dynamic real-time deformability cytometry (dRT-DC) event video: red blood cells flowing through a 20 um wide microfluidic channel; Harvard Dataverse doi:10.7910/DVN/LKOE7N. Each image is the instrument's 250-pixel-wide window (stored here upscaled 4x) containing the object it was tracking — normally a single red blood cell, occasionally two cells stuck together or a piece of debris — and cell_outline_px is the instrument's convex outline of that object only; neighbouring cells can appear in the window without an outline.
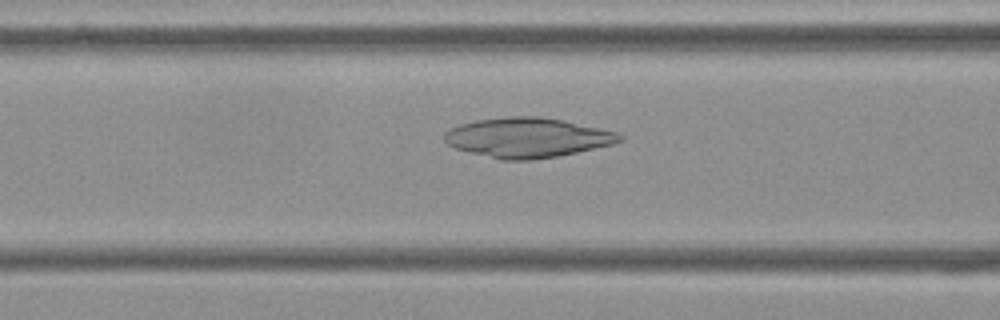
{"species": "Egyptian fruit bat (a non-hibernating species)", "species_latin": "Rousettus aegyptiacus", "temperature_condition": "cold", "stored_images_in_passage": 54, "camera_frame_rate_fps": 3000, "um_per_image_px": 0.085, "frame": {"image": 1, "passage_image": 21, "time_ms": 6.667, "image_size_px": [1000, 320], "cell_outline_px": [[624, 140], [616, 144], [556, 156], [532, 160], [500, 160], [456, 148], [448, 144], [444, 140], [444, 132], [448, 128], [460, 124], [476, 120], [508, 116], [540, 116], [560, 120], [616, 132], [624, 136]], "centroid_in_image_um": [44.81, 11.7], "position_along_channel_um": 121.8, "area_um2": 40.46}}
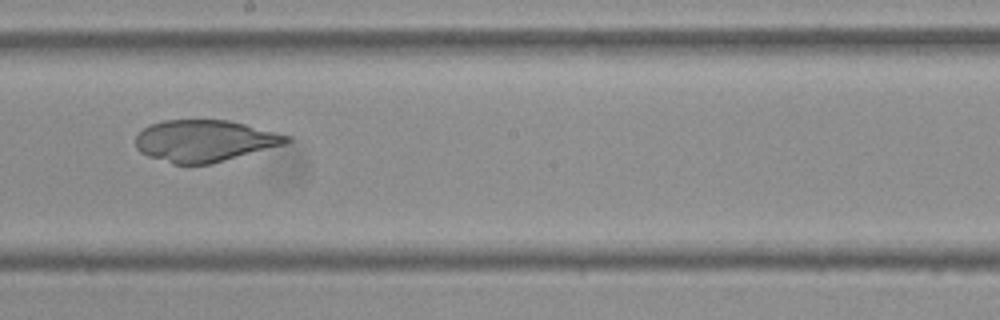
{"frame": {"image": 2, "passage_image": 30, "time_ms": 9.667, "image_size_px": [1000, 320], "cell_outline_px": [[292, 140], [284, 144], [212, 164], [172, 164], [148, 156], [140, 152], [136, 148], [136, 136], [144, 128], [152, 124], [164, 120], [228, 120], [292, 136]], "centroid_in_image_um": [17.38, 11.98], "position_along_channel_um": 230.8, "area_um2": 36.53}}
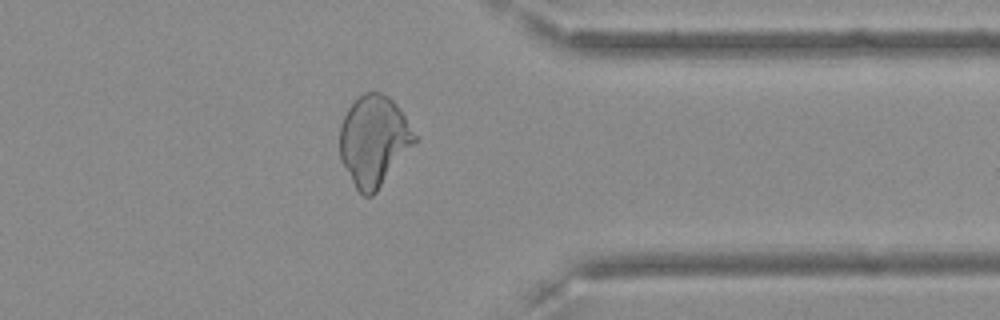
{"frame": {"image": 3, "passage_image": 43, "time_ms": 14.0, "image_size_px": [1000, 320], "cell_outline_px": [[416, 140], [376, 192], [372, 196], [364, 196], [356, 188], [340, 160], [340, 128], [344, 116], [348, 108], [364, 92], [380, 92], [388, 96], [396, 104], [404, 116], [416, 136]], "centroid_in_image_um": [31.74, 11.95], "position_along_channel_um": 379.7, "area_um2": 38.67}}